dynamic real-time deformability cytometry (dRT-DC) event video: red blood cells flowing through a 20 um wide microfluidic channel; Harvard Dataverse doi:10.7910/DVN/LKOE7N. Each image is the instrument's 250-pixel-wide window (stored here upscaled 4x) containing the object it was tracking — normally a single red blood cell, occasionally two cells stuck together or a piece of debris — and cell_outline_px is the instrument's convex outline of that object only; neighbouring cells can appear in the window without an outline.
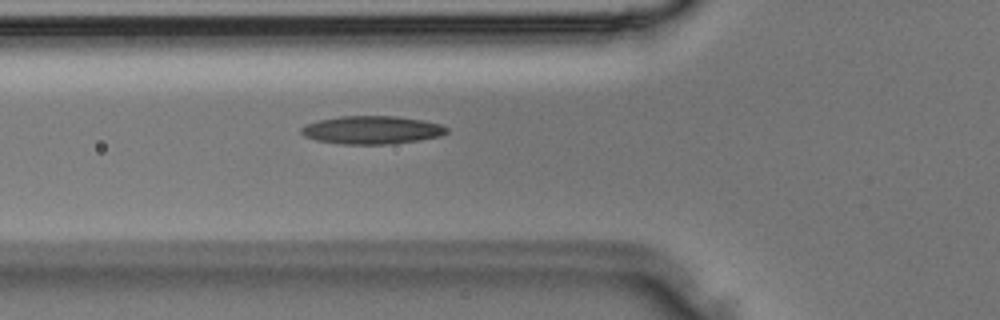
{"species": "Egyptian fruit bat (a non-hibernating species)", "species_latin": "Rousettus aegyptiacus", "temperature_condition": "room temperature", "stored_images_in_passage": 25, "camera_frame_rate_fps": 3000, "um_per_image_px": 0.085, "animal": {"sex": "male"}, "frame": {"image": 1, "passage_image": 2, "time_ms": 0.333, "image_size_px": [1000, 320], "cell_outline_px": [[448, 132], [440, 136], [420, 140], [388, 144], [340, 144], [316, 140], [304, 136], [300, 132], [300, 128], [304, 124], [316, 120], [340, 116], [396, 116], [420, 120], [440, 124], [448, 128]], "centroid_in_image_um": [31.56, 11.04], "position_along_channel_um": 94.2, "area_um2": 23.93}}
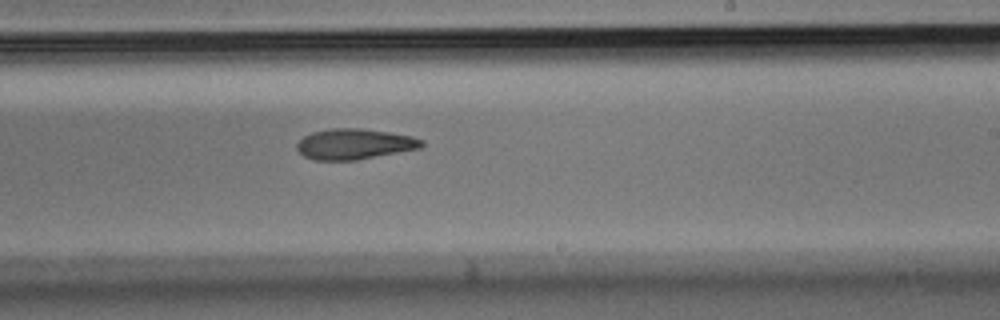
{"frame": {"image": 2, "passage_image": 11, "time_ms": 3.333, "image_size_px": [1000, 320], "cell_outline_px": [[424, 144], [420, 148], [356, 160], [312, 160], [304, 156], [296, 148], [296, 144], [304, 136], [312, 132], [332, 128], [360, 128], [388, 132], [412, 136], [424, 140]], "centroid_in_image_um": [30.11, 12.24], "position_along_channel_um": 258.9, "area_um2": 22.2}}
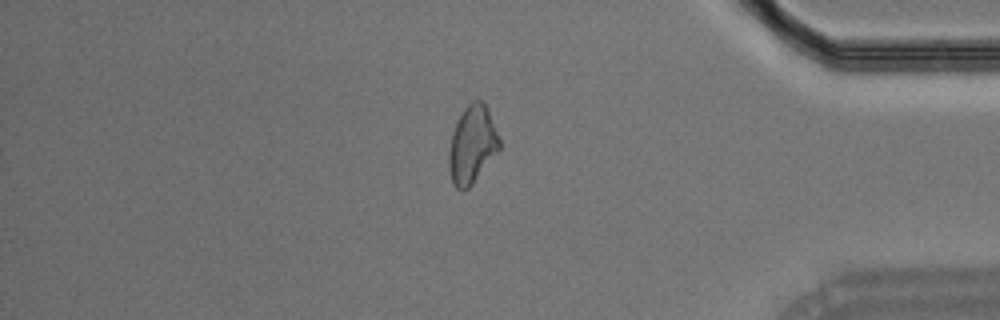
{"frame": {"image": 3, "passage_image": 20, "time_ms": 6.333, "image_size_px": [1000, 320], "cell_outline_px": [[500, 148], [472, 184], [468, 188], [456, 188], [452, 184], [448, 168], [448, 156], [452, 132], [464, 108], [472, 100], [480, 100], [488, 108], [500, 140]], "centroid_in_image_um": [40.12, 12.29], "position_along_channel_um": 395.1, "area_um2": 22.6}}